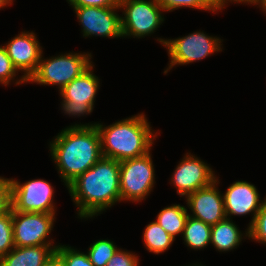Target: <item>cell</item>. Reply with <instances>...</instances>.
Listing matches in <instances>:
<instances>
[{
    "mask_svg": "<svg viewBox=\"0 0 266 266\" xmlns=\"http://www.w3.org/2000/svg\"><path fill=\"white\" fill-rule=\"evenodd\" d=\"M151 151L146 155L120 162L121 202L139 203L154 190L155 165Z\"/></svg>",
    "mask_w": 266,
    "mask_h": 266,
    "instance_id": "obj_7",
    "label": "cell"
},
{
    "mask_svg": "<svg viewBox=\"0 0 266 266\" xmlns=\"http://www.w3.org/2000/svg\"><path fill=\"white\" fill-rule=\"evenodd\" d=\"M96 127L100 133L102 156L119 162L146 155L160 134L158 130H152L144 112L108 126L96 122Z\"/></svg>",
    "mask_w": 266,
    "mask_h": 266,
    "instance_id": "obj_3",
    "label": "cell"
},
{
    "mask_svg": "<svg viewBox=\"0 0 266 266\" xmlns=\"http://www.w3.org/2000/svg\"><path fill=\"white\" fill-rule=\"evenodd\" d=\"M84 38L104 37L121 38V14L120 7H72Z\"/></svg>",
    "mask_w": 266,
    "mask_h": 266,
    "instance_id": "obj_12",
    "label": "cell"
},
{
    "mask_svg": "<svg viewBox=\"0 0 266 266\" xmlns=\"http://www.w3.org/2000/svg\"><path fill=\"white\" fill-rule=\"evenodd\" d=\"M12 181L11 178L0 176V215L12 208Z\"/></svg>",
    "mask_w": 266,
    "mask_h": 266,
    "instance_id": "obj_28",
    "label": "cell"
},
{
    "mask_svg": "<svg viewBox=\"0 0 266 266\" xmlns=\"http://www.w3.org/2000/svg\"><path fill=\"white\" fill-rule=\"evenodd\" d=\"M49 142V156L66 187L103 157L96 122L66 126Z\"/></svg>",
    "mask_w": 266,
    "mask_h": 266,
    "instance_id": "obj_1",
    "label": "cell"
},
{
    "mask_svg": "<svg viewBox=\"0 0 266 266\" xmlns=\"http://www.w3.org/2000/svg\"><path fill=\"white\" fill-rule=\"evenodd\" d=\"M249 240L266 245V196L253 223L248 227Z\"/></svg>",
    "mask_w": 266,
    "mask_h": 266,
    "instance_id": "obj_26",
    "label": "cell"
},
{
    "mask_svg": "<svg viewBox=\"0 0 266 266\" xmlns=\"http://www.w3.org/2000/svg\"><path fill=\"white\" fill-rule=\"evenodd\" d=\"M142 236L145 249L156 255L163 254L169 250L175 241L156 220L146 225Z\"/></svg>",
    "mask_w": 266,
    "mask_h": 266,
    "instance_id": "obj_20",
    "label": "cell"
},
{
    "mask_svg": "<svg viewBox=\"0 0 266 266\" xmlns=\"http://www.w3.org/2000/svg\"><path fill=\"white\" fill-rule=\"evenodd\" d=\"M139 257L135 252L119 247L106 266H139Z\"/></svg>",
    "mask_w": 266,
    "mask_h": 266,
    "instance_id": "obj_27",
    "label": "cell"
},
{
    "mask_svg": "<svg viewBox=\"0 0 266 266\" xmlns=\"http://www.w3.org/2000/svg\"><path fill=\"white\" fill-rule=\"evenodd\" d=\"M14 0H0V10L7 6L13 5Z\"/></svg>",
    "mask_w": 266,
    "mask_h": 266,
    "instance_id": "obj_33",
    "label": "cell"
},
{
    "mask_svg": "<svg viewBox=\"0 0 266 266\" xmlns=\"http://www.w3.org/2000/svg\"><path fill=\"white\" fill-rule=\"evenodd\" d=\"M244 232L240 231L232 219L225 218L211 226L210 244L221 253L233 251L239 247L242 240L249 238L248 227Z\"/></svg>",
    "mask_w": 266,
    "mask_h": 266,
    "instance_id": "obj_17",
    "label": "cell"
},
{
    "mask_svg": "<svg viewBox=\"0 0 266 266\" xmlns=\"http://www.w3.org/2000/svg\"><path fill=\"white\" fill-rule=\"evenodd\" d=\"M224 210L226 218L231 219L232 216H246L250 215L252 219L249 220V227L256 214L261 209L263 199L254 184L248 181L237 180L233 182L223 193Z\"/></svg>",
    "mask_w": 266,
    "mask_h": 266,
    "instance_id": "obj_15",
    "label": "cell"
},
{
    "mask_svg": "<svg viewBox=\"0 0 266 266\" xmlns=\"http://www.w3.org/2000/svg\"><path fill=\"white\" fill-rule=\"evenodd\" d=\"M57 245L14 247L0 258V266H44L55 256Z\"/></svg>",
    "mask_w": 266,
    "mask_h": 266,
    "instance_id": "obj_16",
    "label": "cell"
},
{
    "mask_svg": "<svg viewBox=\"0 0 266 266\" xmlns=\"http://www.w3.org/2000/svg\"><path fill=\"white\" fill-rule=\"evenodd\" d=\"M56 214L19 212L12 209L14 246L56 245L50 236L56 222Z\"/></svg>",
    "mask_w": 266,
    "mask_h": 266,
    "instance_id": "obj_9",
    "label": "cell"
},
{
    "mask_svg": "<svg viewBox=\"0 0 266 266\" xmlns=\"http://www.w3.org/2000/svg\"><path fill=\"white\" fill-rule=\"evenodd\" d=\"M42 53L37 70L27 83L56 86L58 92L86 71L94 62L89 52H65L44 59Z\"/></svg>",
    "mask_w": 266,
    "mask_h": 266,
    "instance_id": "obj_4",
    "label": "cell"
},
{
    "mask_svg": "<svg viewBox=\"0 0 266 266\" xmlns=\"http://www.w3.org/2000/svg\"><path fill=\"white\" fill-rule=\"evenodd\" d=\"M156 40L167 49L169 57L168 66L163 72L164 75L170 72L173 67L198 62L212 54L214 55V53L223 51V39L206 34L203 30H196L178 38L158 37Z\"/></svg>",
    "mask_w": 266,
    "mask_h": 266,
    "instance_id": "obj_5",
    "label": "cell"
},
{
    "mask_svg": "<svg viewBox=\"0 0 266 266\" xmlns=\"http://www.w3.org/2000/svg\"><path fill=\"white\" fill-rule=\"evenodd\" d=\"M77 218L88 220L121 202L120 162L102 157L67 187Z\"/></svg>",
    "mask_w": 266,
    "mask_h": 266,
    "instance_id": "obj_2",
    "label": "cell"
},
{
    "mask_svg": "<svg viewBox=\"0 0 266 266\" xmlns=\"http://www.w3.org/2000/svg\"><path fill=\"white\" fill-rule=\"evenodd\" d=\"M220 180H216L208 187L198 189L189 194L186 201L188 215L203 221L208 225H215L226 218L223 193L219 189Z\"/></svg>",
    "mask_w": 266,
    "mask_h": 266,
    "instance_id": "obj_13",
    "label": "cell"
},
{
    "mask_svg": "<svg viewBox=\"0 0 266 266\" xmlns=\"http://www.w3.org/2000/svg\"><path fill=\"white\" fill-rule=\"evenodd\" d=\"M217 6V0H211Z\"/></svg>",
    "mask_w": 266,
    "mask_h": 266,
    "instance_id": "obj_35",
    "label": "cell"
},
{
    "mask_svg": "<svg viewBox=\"0 0 266 266\" xmlns=\"http://www.w3.org/2000/svg\"><path fill=\"white\" fill-rule=\"evenodd\" d=\"M204 160L191 152H186L176 165L170 183L178 195L184 199L198 189L208 187L216 180L215 170Z\"/></svg>",
    "mask_w": 266,
    "mask_h": 266,
    "instance_id": "obj_11",
    "label": "cell"
},
{
    "mask_svg": "<svg viewBox=\"0 0 266 266\" xmlns=\"http://www.w3.org/2000/svg\"><path fill=\"white\" fill-rule=\"evenodd\" d=\"M94 63L59 91L62 113L79 118L90 115L95 107L100 79L94 74Z\"/></svg>",
    "mask_w": 266,
    "mask_h": 266,
    "instance_id": "obj_8",
    "label": "cell"
},
{
    "mask_svg": "<svg viewBox=\"0 0 266 266\" xmlns=\"http://www.w3.org/2000/svg\"><path fill=\"white\" fill-rule=\"evenodd\" d=\"M266 14V0H257L254 6H257Z\"/></svg>",
    "mask_w": 266,
    "mask_h": 266,
    "instance_id": "obj_32",
    "label": "cell"
},
{
    "mask_svg": "<svg viewBox=\"0 0 266 266\" xmlns=\"http://www.w3.org/2000/svg\"><path fill=\"white\" fill-rule=\"evenodd\" d=\"M118 249L114 241L100 238L90 244L86 253L94 266H106Z\"/></svg>",
    "mask_w": 266,
    "mask_h": 266,
    "instance_id": "obj_21",
    "label": "cell"
},
{
    "mask_svg": "<svg viewBox=\"0 0 266 266\" xmlns=\"http://www.w3.org/2000/svg\"><path fill=\"white\" fill-rule=\"evenodd\" d=\"M44 266H63L60 259L55 255Z\"/></svg>",
    "mask_w": 266,
    "mask_h": 266,
    "instance_id": "obj_31",
    "label": "cell"
},
{
    "mask_svg": "<svg viewBox=\"0 0 266 266\" xmlns=\"http://www.w3.org/2000/svg\"><path fill=\"white\" fill-rule=\"evenodd\" d=\"M182 239L187 248L193 249L194 251L204 250L210 244L211 225L188 216L185 222Z\"/></svg>",
    "mask_w": 266,
    "mask_h": 266,
    "instance_id": "obj_19",
    "label": "cell"
},
{
    "mask_svg": "<svg viewBox=\"0 0 266 266\" xmlns=\"http://www.w3.org/2000/svg\"><path fill=\"white\" fill-rule=\"evenodd\" d=\"M18 74L20 73L7 55L5 47L0 45V84L6 87L11 83L16 86L27 84V80Z\"/></svg>",
    "mask_w": 266,
    "mask_h": 266,
    "instance_id": "obj_23",
    "label": "cell"
},
{
    "mask_svg": "<svg viewBox=\"0 0 266 266\" xmlns=\"http://www.w3.org/2000/svg\"><path fill=\"white\" fill-rule=\"evenodd\" d=\"M71 7H114L119 6L120 0H66Z\"/></svg>",
    "mask_w": 266,
    "mask_h": 266,
    "instance_id": "obj_29",
    "label": "cell"
},
{
    "mask_svg": "<svg viewBox=\"0 0 266 266\" xmlns=\"http://www.w3.org/2000/svg\"><path fill=\"white\" fill-rule=\"evenodd\" d=\"M12 208L0 215V258L14 248Z\"/></svg>",
    "mask_w": 266,
    "mask_h": 266,
    "instance_id": "obj_25",
    "label": "cell"
},
{
    "mask_svg": "<svg viewBox=\"0 0 266 266\" xmlns=\"http://www.w3.org/2000/svg\"><path fill=\"white\" fill-rule=\"evenodd\" d=\"M119 7L122 38L149 37L165 21V11L157 0H120Z\"/></svg>",
    "mask_w": 266,
    "mask_h": 266,
    "instance_id": "obj_6",
    "label": "cell"
},
{
    "mask_svg": "<svg viewBox=\"0 0 266 266\" xmlns=\"http://www.w3.org/2000/svg\"><path fill=\"white\" fill-rule=\"evenodd\" d=\"M188 216L187 207L175 203L161 209L156 221L171 237L176 239V236H182Z\"/></svg>",
    "mask_w": 266,
    "mask_h": 266,
    "instance_id": "obj_18",
    "label": "cell"
},
{
    "mask_svg": "<svg viewBox=\"0 0 266 266\" xmlns=\"http://www.w3.org/2000/svg\"><path fill=\"white\" fill-rule=\"evenodd\" d=\"M12 181V209L19 212L57 213L55 188L44 179L38 178L21 183Z\"/></svg>",
    "mask_w": 266,
    "mask_h": 266,
    "instance_id": "obj_10",
    "label": "cell"
},
{
    "mask_svg": "<svg viewBox=\"0 0 266 266\" xmlns=\"http://www.w3.org/2000/svg\"><path fill=\"white\" fill-rule=\"evenodd\" d=\"M257 0H217V7L219 8V10H224L225 8H227L229 3H233V4H246V5H251L254 6Z\"/></svg>",
    "mask_w": 266,
    "mask_h": 266,
    "instance_id": "obj_30",
    "label": "cell"
},
{
    "mask_svg": "<svg viewBox=\"0 0 266 266\" xmlns=\"http://www.w3.org/2000/svg\"><path fill=\"white\" fill-rule=\"evenodd\" d=\"M195 263H192L191 265H187V266H205V265H202L201 262H200V264L198 262H195Z\"/></svg>",
    "mask_w": 266,
    "mask_h": 266,
    "instance_id": "obj_34",
    "label": "cell"
},
{
    "mask_svg": "<svg viewBox=\"0 0 266 266\" xmlns=\"http://www.w3.org/2000/svg\"><path fill=\"white\" fill-rule=\"evenodd\" d=\"M37 36L33 31H21L3 45L15 68L27 81L37 70L43 53Z\"/></svg>",
    "mask_w": 266,
    "mask_h": 266,
    "instance_id": "obj_14",
    "label": "cell"
},
{
    "mask_svg": "<svg viewBox=\"0 0 266 266\" xmlns=\"http://www.w3.org/2000/svg\"><path fill=\"white\" fill-rule=\"evenodd\" d=\"M163 10L173 12L181 8H192L201 11H210L214 14L222 12L211 0H157Z\"/></svg>",
    "mask_w": 266,
    "mask_h": 266,
    "instance_id": "obj_22",
    "label": "cell"
},
{
    "mask_svg": "<svg viewBox=\"0 0 266 266\" xmlns=\"http://www.w3.org/2000/svg\"><path fill=\"white\" fill-rule=\"evenodd\" d=\"M55 255L60 259L63 266H94L86 252L69 245L59 243Z\"/></svg>",
    "mask_w": 266,
    "mask_h": 266,
    "instance_id": "obj_24",
    "label": "cell"
}]
</instances>
